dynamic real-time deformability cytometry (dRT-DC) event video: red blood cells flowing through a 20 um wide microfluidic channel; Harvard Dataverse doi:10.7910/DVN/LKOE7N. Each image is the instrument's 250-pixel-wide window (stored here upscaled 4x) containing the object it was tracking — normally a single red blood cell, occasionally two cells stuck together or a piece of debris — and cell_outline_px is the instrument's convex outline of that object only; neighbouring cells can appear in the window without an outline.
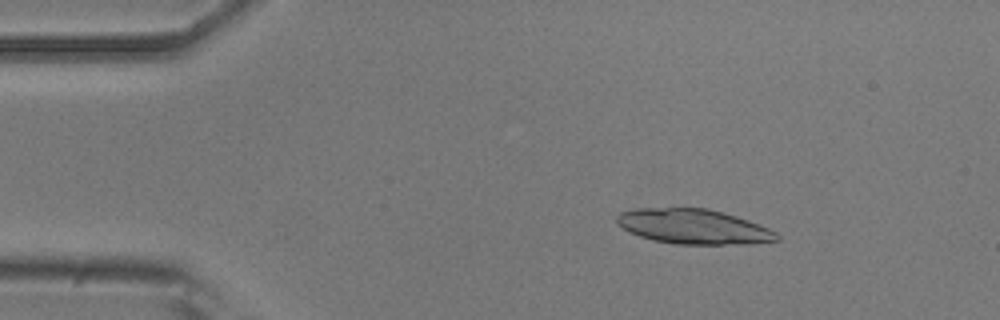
{"species": "common noctule bat (a hibernating species)", "species_latin": "Nyctalus noctula", "temperature_condition": "room temperature", "stored_images_in_passage": 52, "camera_frame_rate_fps": 3000, "um_per_image_px": 0.085, "animal": {"sex": "male", "body_mass_g": 20.5, "forearm_length_mm": 52.5}, "frame": {"image": 1, "passage_image": 8, "time_ms": 2.333, "image_size_px": [1000, 320], "cell_outline_px": [[780, 240], [752, 244], [676, 244], [652, 240], [628, 232], [616, 220], [616, 216], [620, 212], [636, 208], [708, 208], [736, 216], [748, 220], [768, 228], [776, 232], [780, 236]], "centroid_in_image_um": [58.97, 19.26], "position_along_channel_um": 26.0, "area_um2": 32.54}}